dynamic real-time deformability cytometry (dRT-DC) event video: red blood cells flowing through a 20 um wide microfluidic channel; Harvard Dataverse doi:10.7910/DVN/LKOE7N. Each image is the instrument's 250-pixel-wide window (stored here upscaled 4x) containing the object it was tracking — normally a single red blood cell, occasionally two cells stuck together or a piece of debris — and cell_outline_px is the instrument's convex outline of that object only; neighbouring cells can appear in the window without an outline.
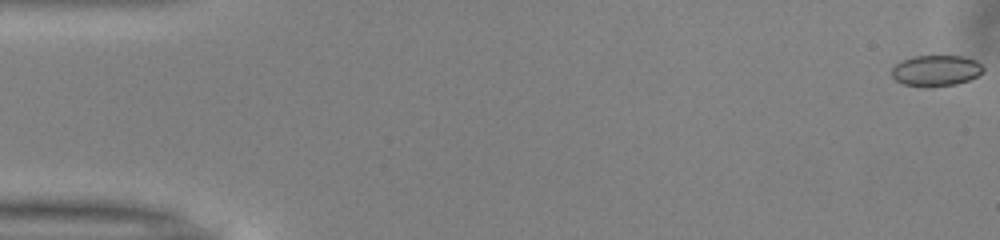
{"species": "common noctule bat (a hibernating species)", "species_latin": "Nyctalus noctula", "temperature_condition": "warm", "stored_images_in_passage": 52, "camera_frame_rate_fps": 3000, "um_per_image_px": 0.085, "animal": {"sex": "male", "body_mass_g": 13.0, "forearm_length_mm": 53.1}, "frame": {"image": 1, "passage_image": 1, "time_ms": 0.0, "image_size_px": [1000, 240], "cell_outline_px": [[984, 72], [968, 80], [956, 84], [932, 88], [924, 88], [904, 84], [896, 80], [892, 76], [892, 68], [896, 64], [912, 56], [960, 56], [976, 60], [984, 68]], "centroid_in_image_um": [79.56, 6.02], "position_along_channel_um": 5.4, "area_um2": 16.65}}
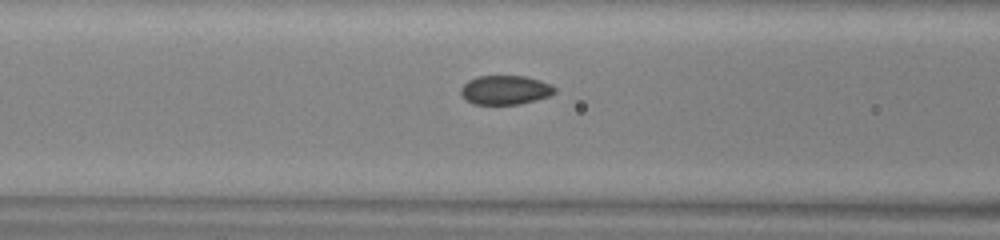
{"frame": {"image": 2, "passage_image": 21, "time_ms": 6.667, "image_size_px": [1000, 240], "cell_outline_px": [[556, 92], [548, 96], [536, 100], [520, 104], [472, 104], [460, 92], [460, 88], [468, 80], [476, 76], [524, 76], [540, 80], [552, 84], [556, 88]], "centroid_in_image_um": [42.96, 7.64], "position_along_channel_um": 123.6, "area_um2": 15.95}}
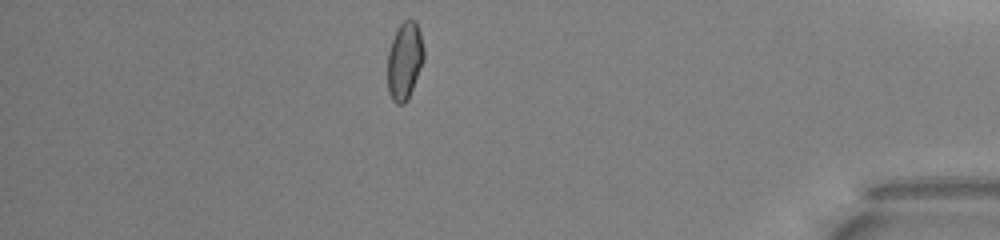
{"frame": {"image": 3, "passage_image": 45, "time_ms": 14.667, "image_size_px": [1000, 240], "cell_outline_px": [[424, 60], [408, 100], [404, 104], [396, 104], [392, 100], [388, 92], [388, 52], [396, 28], [404, 20], [416, 20], [420, 32], [424, 48]], "centroid_in_image_um": [34.4, 5.17], "position_along_channel_um": 400.8, "area_um2": 16.59}, "authors_computed_cell_mechanics": {"area_um2": 16.5308, "velocity_mm_per_s": 4.0299, "shape_relaxation_time_tau1_ms": null, "shape_relaxation_time_tau2_ms": 1.2633, "deformation_change_tau1": null, "deformation_change_tau2": 0.0532}}